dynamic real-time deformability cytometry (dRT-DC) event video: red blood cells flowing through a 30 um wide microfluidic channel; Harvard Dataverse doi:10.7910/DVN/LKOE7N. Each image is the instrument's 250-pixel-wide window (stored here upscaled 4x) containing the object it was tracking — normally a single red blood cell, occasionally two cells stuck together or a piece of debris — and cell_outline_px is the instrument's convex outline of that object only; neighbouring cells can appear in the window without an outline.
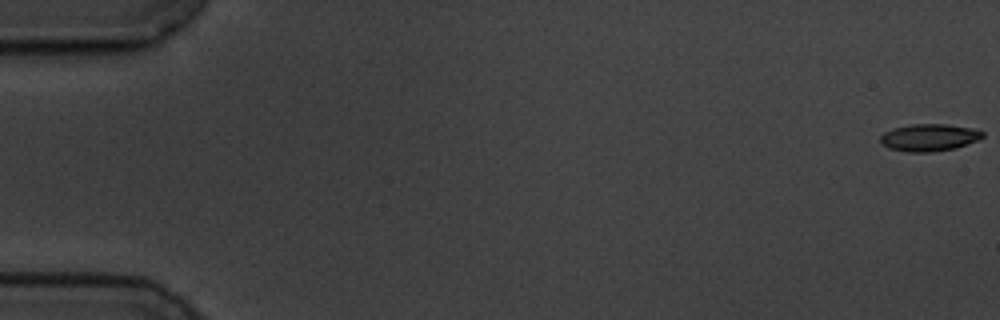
{"species": "common noctule bat (a hibernating species)", "species_latin": "Nyctalus noctula", "temperature_condition": "cold", "stored_images_in_passage": 58, "camera_frame_rate_fps": 3000, "um_per_image_px": 0.085, "animal": {"sex": "male", "body_mass_g": 19.5, "forearm_length_mm": 54.6}, "frame": {"image": 1, "passage_image": 1, "time_ms": 0.0, "image_size_px": [1000, 320], "cell_outline_px": [[984, 136], [980, 140], [956, 148], [932, 152], [908, 152], [888, 148], [880, 144], [880, 136], [884, 132], [892, 128], [912, 124], [948, 124], [972, 128], [984, 132]], "centroid_in_image_um": [78.98, 11.69], "position_along_channel_um": 6.0, "area_um2": 16.47}}
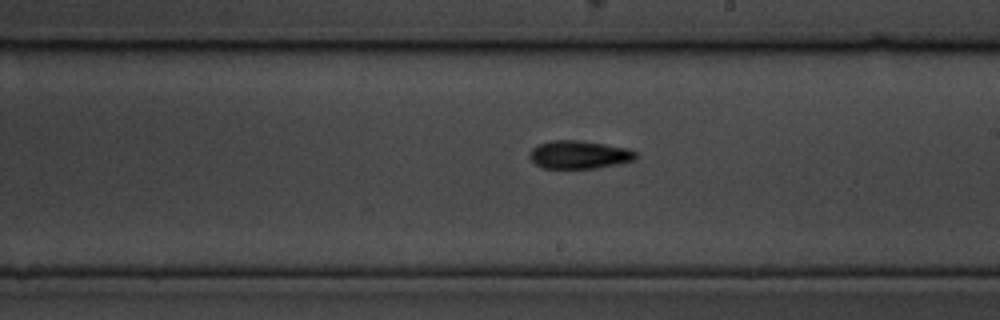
{"frame": {"image": 2, "passage_image": 34, "time_ms": 11.0, "image_size_px": [1000, 320], "cell_outline_px": [[636, 160], [596, 168], [544, 168], [536, 164], [528, 156], [532, 148], [540, 144], [552, 140], [576, 140], [604, 144], [628, 148], [636, 152]], "centroid_in_image_um": [49.23, 13.15], "position_along_channel_um": 239.8, "area_um2": 17.22}}
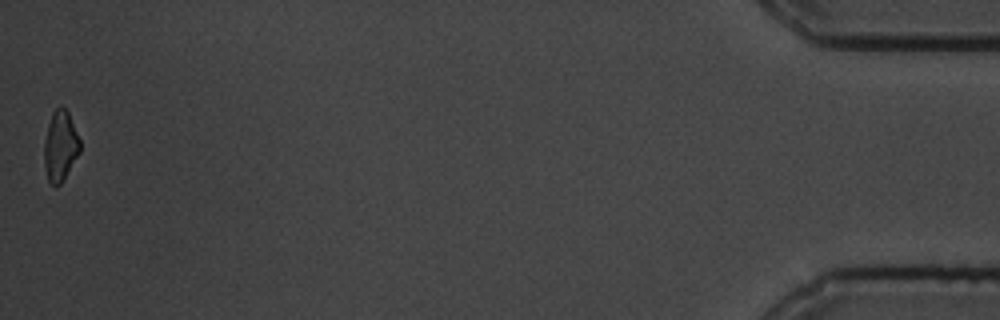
{"frame": {"image": 3, "passage_image": 58, "time_ms": 19.0, "image_size_px": [1000, 320], "cell_outline_px": [[80, 152], [60, 184], [56, 188], [48, 180], [44, 164], [44, 140], [48, 124], [52, 112], [60, 104], [68, 112], [80, 140]], "centroid_in_image_um": [5.11, 12.4], "position_along_channel_um": 430.1, "area_um2": 14.62}, "authors_computed_cell_mechanics": {"area_um2": 16.4441, "velocity_mm_per_s": 3.5191, "shape_relaxation_time_tau1_ms": 2.5221, "shape_relaxation_time_tau2_ms": null, "deformation_change_tau1": 0.1412, "deformation_change_tau2": null}}